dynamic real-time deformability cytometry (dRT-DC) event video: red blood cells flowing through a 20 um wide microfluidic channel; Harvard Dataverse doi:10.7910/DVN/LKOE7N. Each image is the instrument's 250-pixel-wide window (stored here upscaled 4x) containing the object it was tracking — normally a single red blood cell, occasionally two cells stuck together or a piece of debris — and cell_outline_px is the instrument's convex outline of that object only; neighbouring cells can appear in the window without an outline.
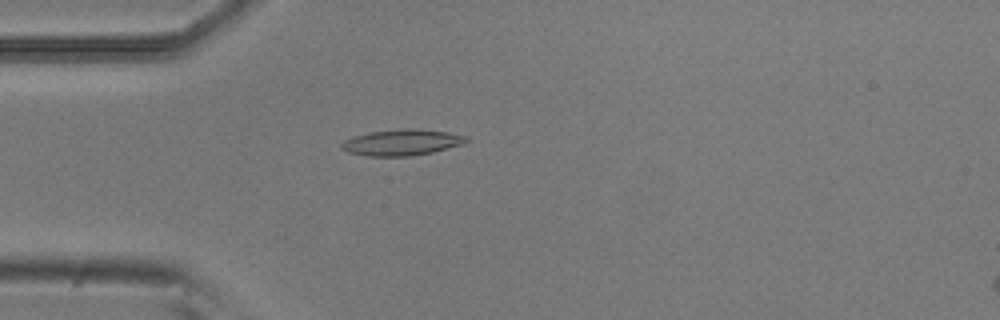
{"species": "common noctule bat (a hibernating species)", "species_latin": "Nyctalus noctula", "temperature_condition": "room temperature", "stored_images_in_passage": 53, "camera_frame_rate_fps": 3000, "um_per_image_px": 0.085, "animal": {"sex": "male", "body_mass_g": 20.5, "forearm_length_mm": 52.5}, "frame": {"image": 1, "passage_image": 14, "time_ms": 4.333, "image_size_px": [1000, 320], "cell_outline_px": [[468, 140], [464, 144], [432, 152], [412, 156], [368, 156], [348, 152], [340, 148], [340, 144], [344, 140], [368, 132], [404, 128], [408, 128], [448, 132], [468, 136]], "centroid_in_image_um": [34.16, 12.1], "position_along_channel_um": 50.8, "area_um2": 18.96}}
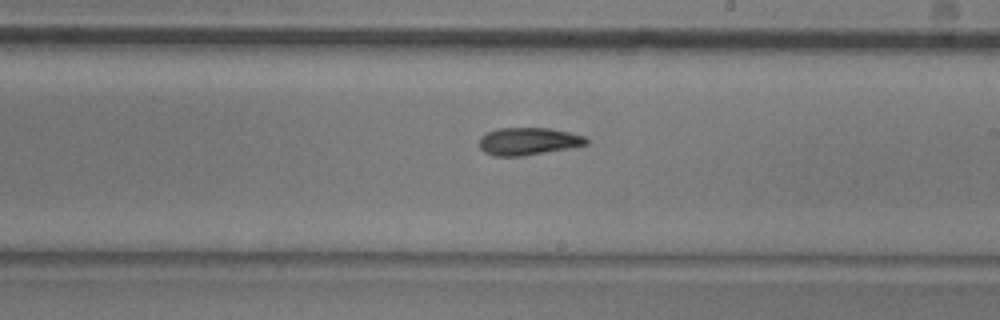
{"frame": {"image": 2, "passage_image": 30, "time_ms": 9.667, "image_size_px": [1000, 320], "cell_outline_px": [[588, 144], [568, 148], [524, 156], [496, 156], [484, 152], [480, 148], [480, 136], [484, 132], [500, 128], [548, 128], [568, 132], [584, 136], [588, 140]], "centroid_in_image_um": [44.87, 12.01], "position_along_channel_um": 244.1, "area_um2": 17.11}}
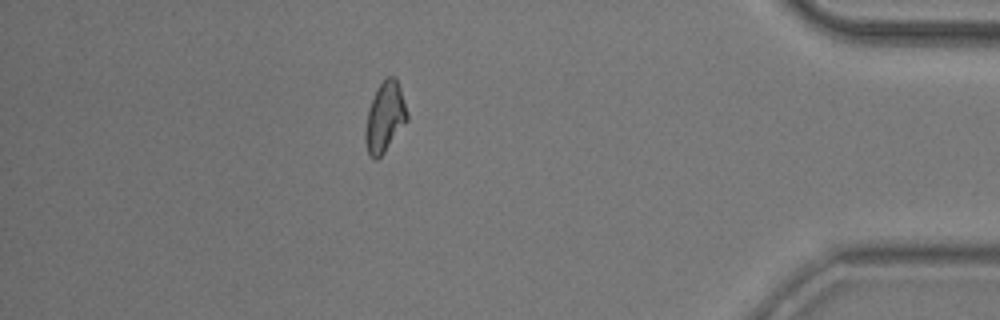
{"frame": {"image": 3, "passage_image": 46, "time_ms": 15.0, "image_size_px": [1000, 320], "cell_outline_px": [[408, 120], [384, 152], [376, 160], [368, 152], [364, 140], [364, 132], [368, 112], [372, 100], [380, 84], [388, 76], [396, 76], [408, 112]], "centroid_in_image_um": [32.73, 9.95], "position_along_channel_um": 402.5, "area_um2": 16.76}, "authors_computed_cell_mechanics": {"area_um2": 17.1088, "velocity_mm_per_s": 3.775, "shape_relaxation_time_tau1_ms": 10.5219, "shape_relaxation_time_tau2_ms": 4.1123, "deformation_change_tau1": 0.2364, "deformation_change_tau2": 0.1039}}